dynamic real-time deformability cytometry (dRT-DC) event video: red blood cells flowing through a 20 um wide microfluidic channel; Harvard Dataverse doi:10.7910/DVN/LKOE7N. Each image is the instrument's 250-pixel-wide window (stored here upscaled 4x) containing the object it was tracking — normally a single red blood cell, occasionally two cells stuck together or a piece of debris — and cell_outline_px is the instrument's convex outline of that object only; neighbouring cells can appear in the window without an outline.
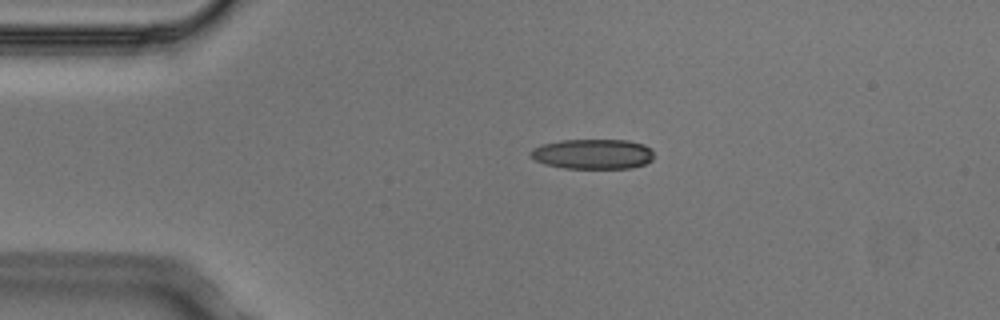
{"species": "Egyptian fruit bat (a non-hibernating species)", "species_latin": "Rousettus aegyptiacus", "temperature_condition": "cold", "stored_images_in_passage": 2, "camera_frame_rate_fps": 3000, "um_per_image_px": 0.085, "animal": {"sex": "male"}, "frame": {"image": 1, "passage_image": 1, "time_ms": 0.0, "image_size_px": [1000, 320], "cell_outline_px": [[652, 160], [644, 164], [632, 168], [564, 168], [544, 164], [528, 156], [528, 152], [532, 148], [540, 144], [560, 140], [628, 140], [644, 144], [652, 148]], "centroid_in_image_um": [50.35, 13.08], "position_along_channel_um": 34.7, "area_um2": 21.85}}